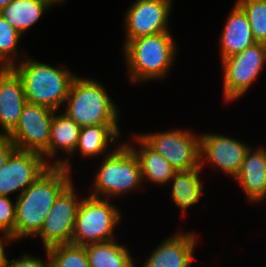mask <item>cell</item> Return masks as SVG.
<instances>
[{
	"mask_svg": "<svg viewBox=\"0 0 266 267\" xmlns=\"http://www.w3.org/2000/svg\"><path fill=\"white\" fill-rule=\"evenodd\" d=\"M220 33L218 37L220 60L240 53L256 43L247 14L236 2L227 15Z\"/></svg>",
	"mask_w": 266,
	"mask_h": 267,
	"instance_id": "19",
	"label": "cell"
},
{
	"mask_svg": "<svg viewBox=\"0 0 266 267\" xmlns=\"http://www.w3.org/2000/svg\"><path fill=\"white\" fill-rule=\"evenodd\" d=\"M122 47L126 75L135 86L165 81L179 54V45L171 32L142 36Z\"/></svg>",
	"mask_w": 266,
	"mask_h": 267,
	"instance_id": "2",
	"label": "cell"
},
{
	"mask_svg": "<svg viewBox=\"0 0 266 267\" xmlns=\"http://www.w3.org/2000/svg\"><path fill=\"white\" fill-rule=\"evenodd\" d=\"M22 80L28 103L62 110L73 79L77 76L68 66L43 63L29 54L13 66Z\"/></svg>",
	"mask_w": 266,
	"mask_h": 267,
	"instance_id": "3",
	"label": "cell"
},
{
	"mask_svg": "<svg viewBox=\"0 0 266 267\" xmlns=\"http://www.w3.org/2000/svg\"><path fill=\"white\" fill-rule=\"evenodd\" d=\"M16 201L0 195V233L11 235L15 240Z\"/></svg>",
	"mask_w": 266,
	"mask_h": 267,
	"instance_id": "27",
	"label": "cell"
},
{
	"mask_svg": "<svg viewBox=\"0 0 266 267\" xmlns=\"http://www.w3.org/2000/svg\"><path fill=\"white\" fill-rule=\"evenodd\" d=\"M49 167L43 155L16 149L0 169V195L14 197L16 192V199Z\"/></svg>",
	"mask_w": 266,
	"mask_h": 267,
	"instance_id": "13",
	"label": "cell"
},
{
	"mask_svg": "<svg viewBox=\"0 0 266 267\" xmlns=\"http://www.w3.org/2000/svg\"><path fill=\"white\" fill-rule=\"evenodd\" d=\"M49 1L54 7L55 5L61 6L62 4H65L68 0H47Z\"/></svg>",
	"mask_w": 266,
	"mask_h": 267,
	"instance_id": "32",
	"label": "cell"
},
{
	"mask_svg": "<svg viewBox=\"0 0 266 267\" xmlns=\"http://www.w3.org/2000/svg\"><path fill=\"white\" fill-rule=\"evenodd\" d=\"M223 102L230 104L245 96L266 66V44L255 43L220 61Z\"/></svg>",
	"mask_w": 266,
	"mask_h": 267,
	"instance_id": "7",
	"label": "cell"
},
{
	"mask_svg": "<svg viewBox=\"0 0 266 267\" xmlns=\"http://www.w3.org/2000/svg\"><path fill=\"white\" fill-rule=\"evenodd\" d=\"M81 127L62 110L55 111L48 149L42 154L50 166H62L75 152ZM63 152V154L59 153ZM65 154V155H64Z\"/></svg>",
	"mask_w": 266,
	"mask_h": 267,
	"instance_id": "17",
	"label": "cell"
},
{
	"mask_svg": "<svg viewBox=\"0 0 266 267\" xmlns=\"http://www.w3.org/2000/svg\"><path fill=\"white\" fill-rule=\"evenodd\" d=\"M45 257L25 252L16 259H9L7 267H51V258L47 249H43Z\"/></svg>",
	"mask_w": 266,
	"mask_h": 267,
	"instance_id": "28",
	"label": "cell"
},
{
	"mask_svg": "<svg viewBox=\"0 0 266 267\" xmlns=\"http://www.w3.org/2000/svg\"><path fill=\"white\" fill-rule=\"evenodd\" d=\"M15 144L9 135L0 134V169L7 162L9 156L16 150Z\"/></svg>",
	"mask_w": 266,
	"mask_h": 267,
	"instance_id": "29",
	"label": "cell"
},
{
	"mask_svg": "<svg viewBox=\"0 0 266 267\" xmlns=\"http://www.w3.org/2000/svg\"><path fill=\"white\" fill-rule=\"evenodd\" d=\"M112 200L84 195L77 211L71 243L88 245L114 239L122 220L119 206Z\"/></svg>",
	"mask_w": 266,
	"mask_h": 267,
	"instance_id": "6",
	"label": "cell"
},
{
	"mask_svg": "<svg viewBox=\"0 0 266 267\" xmlns=\"http://www.w3.org/2000/svg\"><path fill=\"white\" fill-rule=\"evenodd\" d=\"M168 130L138 134L176 171L200 168V134L182 127Z\"/></svg>",
	"mask_w": 266,
	"mask_h": 267,
	"instance_id": "8",
	"label": "cell"
},
{
	"mask_svg": "<svg viewBox=\"0 0 266 267\" xmlns=\"http://www.w3.org/2000/svg\"><path fill=\"white\" fill-rule=\"evenodd\" d=\"M132 139L125 141L138 156L144 186L149 184L158 187L166 186L176 170L168 161L155 151L138 133L132 134ZM134 141V142H132Z\"/></svg>",
	"mask_w": 266,
	"mask_h": 267,
	"instance_id": "20",
	"label": "cell"
},
{
	"mask_svg": "<svg viewBox=\"0 0 266 267\" xmlns=\"http://www.w3.org/2000/svg\"><path fill=\"white\" fill-rule=\"evenodd\" d=\"M183 230L167 236L152 249L139 267H192L198 260L195 249L198 235L193 230ZM196 258V259H195Z\"/></svg>",
	"mask_w": 266,
	"mask_h": 267,
	"instance_id": "14",
	"label": "cell"
},
{
	"mask_svg": "<svg viewBox=\"0 0 266 267\" xmlns=\"http://www.w3.org/2000/svg\"><path fill=\"white\" fill-rule=\"evenodd\" d=\"M15 240L11 235L8 234H0V267H7L8 264V253L5 250L6 246H10V244H15Z\"/></svg>",
	"mask_w": 266,
	"mask_h": 267,
	"instance_id": "30",
	"label": "cell"
},
{
	"mask_svg": "<svg viewBox=\"0 0 266 267\" xmlns=\"http://www.w3.org/2000/svg\"><path fill=\"white\" fill-rule=\"evenodd\" d=\"M27 103L22 80L12 68L0 74V134L9 135L18 125Z\"/></svg>",
	"mask_w": 266,
	"mask_h": 267,
	"instance_id": "18",
	"label": "cell"
},
{
	"mask_svg": "<svg viewBox=\"0 0 266 267\" xmlns=\"http://www.w3.org/2000/svg\"><path fill=\"white\" fill-rule=\"evenodd\" d=\"M252 147L246 151L240 171L233 180L243 189L247 203L259 205L266 200V147Z\"/></svg>",
	"mask_w": 266,
	"mask_h": 267,
	"instance_id": "16",
	"label": "cell"
},
{
	"mask_svg": "<svg viewBox=\"0 0 266 267\" xmlns=\"http://www.w3.org/2000/svg\"><path fill=\"white\" fill-rule=\"evenodd\" d=\"M73 173L50 166L16 198L15 241L35 238L60 192L72 181Z\"/></svg>",
	"mask_w": 266,
	"mask_h": 267,
	"instance_id": "1",
	"label": "cell"
},
{
	"mask_svg": "<svg viewBox=\"0 0 266 267\" xmlns=\"http://www.w3.org/2000/svg\"><path fill=\"white\" fill-rule=\"evenodd\" d=\"M250 146L247 142L229 135L200 132V168L203 170L209 164L216 173L220 170L233 180L240 171Z\"/></svg>",
	"mask_w": 266,
	"mask_h": 267,
	"instance_id": "11",
	"label": "cell"
},
{
	"mask_svg": "<svg viewBox=\"0 0 266 267\" xmlns=\"http://www.w3.org/2000/svg\"><path fill=\"white\" fill-rule=\"evenodd\" d=\"M121 135L123 136L119 124H100L82 127L80 129L76 150L62 167L74 173L71 162L73 161L71 159L74 158V155L77 156V154H79V158L82 159H100L110 154L123 143V141H120Z\"/></svg>",
	"mask_w": 266,
	"mask_h": 267,
	"instance_id": "15",
	"label": "cell"
},
{
	"mask_svg": "<svg viewBox=\"0 0 266 267\" xmlns=\"http://www.w3.org/2000/svg\"><path fill=\"white\" fill-rule=\"evenodd\" d=\"M13 0H0V11L8 6Z\"/></svg>",
	"mask_w": 266,
	"mask_h": 267,
	"instance_id": "33",
	"label": "cell"
},
{
	"mask_svg": "<svg viewBox=\"0 0 266 267\" xmlns=\"http://www.w3.org/2000/svg\"><path fill=\"white\" fill-rule=\"evenodd\" d=\"M204 170L196 168L187 171H176L167 186L170 188V199L175 207L180 209L181 216L187 214L188 209L201 202L206 193L202 181ZM202 173V174H201Z\"/></svg>",
	"mask_w": 266,
	"mask_h": 267,
	"instance_id": "21",
	"label": "cell"
},
{
	"mask_svg": "<svg viewBox=\"0 0 266 267\" xmlns=\"http://www.w3.org/2000/svg\"><path fill=\"white\" fill-rule=\"evenodd\" d=\"M21 40L18 31L0 15V54L12 67L28 55L18 49Z\"/></svg>",
	"mask_w": 266,
	"mask_h": 267,
	"instance_id": "25",
	"label": "cell"
},
{
	"mask_svg": "<svg viewBox=\"0 0 266 267\" xmlns=\"http://www.w3.org/2000/svg\"><path fill=\"white\" fill-rule=\"evenodd\" d=\"M51 267H90L85 246L60 244L47 249Z\"/></svg>",
	"mask_w": 266,
	"mask_h": 267,
	"instance_id": "24",
	"label": "cell"
},
{
	"mask_svg": "<svg viewBox=\"0 0 266 267\" xmlns=\"http://www.w3.org/2000/svg\"><path fill=\"white\" fill-rule=\"evenodd\" d=\"M97 161L99 167L94 180H90L88 195L114 201L143 189L138 156L124 140L113 152Z\"/></svg>",
	"mask_w": 266,
	"mask_h": 267,
	"instance_id": "4",
	"label": "cell"
},
{
	"mask_svg": "<svg viewBox=\"0 0 266 267\" xmlns=\"http://www.w3.org/2000/svg\"><path fill=\"white\" fill-rule=\"evenodd\" d=\"M72 180L57 196L44 223L35 236L42 241L43 249L56 245L71 243L77 211L83 198L77 193Z\"/></svg>",
	"mask_w": 266,
	"mask_h": 267,
	"instance_id": "9",
	"label": "cell"
},
{
	"mask_svg": "<svg viewBox=\"0 0 266 267\" xmlns=\"http://www.w3.org/2000/svg\"><path fill=\"white\" fill-rule=\"evenodd\" d=\"M102 83L81 75H77L71 83L63 112L81 128L120 122V107Z\"/></svg>",
	"mask_w": 266,
	"mask_h": 267,
	"instance_id": "5",
	"label": "cell"
},
{
	"mask_svg": "<svg viewBox=\"0 0 266 267\" xmlns=\"http://www.w3.org/2000/svg\"><path fill=\"white\" fill-rule=\"evenodd\" d=\"M55 110L26 103L16 128L9 134L15 147L21 151L43 154L50 142V128Z\"/></svg>",
	"mask_w": 266,
	"mask_h": 267,
	"instance_id": "12",
	"label": "cell"
},
{
	"mask_svg": "<svg viewBox=\"0 0 266 267\" xmlns=\"http://www.w3.org/2000/svg\"><path fill=\"white\" fill-rule=\"evenodd\" d=\"M13 67L0 54V74L9 72Z\"/></svg>",
	"mask_w": 266,
	"mask_h": 267,
	"instance_id": "31",
	"label": "cell"
},
{
	"mask_svg": "<svg viewBox=\"0 0 266 267\" xmlns=\"http://www.w3.org/2000/svg\"><path fill=\"white\" fill-rule=\"evenodd\" d=\"M52 7L47 0H13L0 15L24 36Z\"/></svg>",
	"mask_w": 266,
	"mask_h": 267,
	"instance_id": "22",
	"label": "cell"
},
{
	"mask_svg": "<svg viewBox=\"0 0 266 267\" xmlns=\"http://www.w3.org/2000/svg\"><path fill=\"white\" fill-rule=\"evenodd\" d=\"M129 249L118 239L85 245L90 267H137Z\"/></svg>",
	"mask_w": 266,
	"mask_h": 267,
	"instance_id": "23",
	"label": "cell"
},
{
	"mask_svg": "<svg viewBox=\"0 0 266 267\" xmlns=\"http://www.w3.org/2000/svg\"><path fill=\"white\" fill-rule=\"evenodd\" d=\"M235 2L247 14L255 41L266 44V0H236Z\"/></svg>",
	"mask_w": 266,
	"mask_h": 267,
	"instance_id": "26",
	"label": "cell"
},
{
	"mask_svg": "<svg viewBox=\"0 0 266 267\" xmlns=\"http://www.w3.org/2000/svg\"><path fill=\"white\" fill-rule=\"evenodd\" d=\"M174 0H136L124 12L123 46L136 38L171 32L170 15Z\"/></svg>",
	"mask_w": 266,
	"mask_h": 267,
	"instance_id": "10",
	"label": "cell"
}]
</instances>
